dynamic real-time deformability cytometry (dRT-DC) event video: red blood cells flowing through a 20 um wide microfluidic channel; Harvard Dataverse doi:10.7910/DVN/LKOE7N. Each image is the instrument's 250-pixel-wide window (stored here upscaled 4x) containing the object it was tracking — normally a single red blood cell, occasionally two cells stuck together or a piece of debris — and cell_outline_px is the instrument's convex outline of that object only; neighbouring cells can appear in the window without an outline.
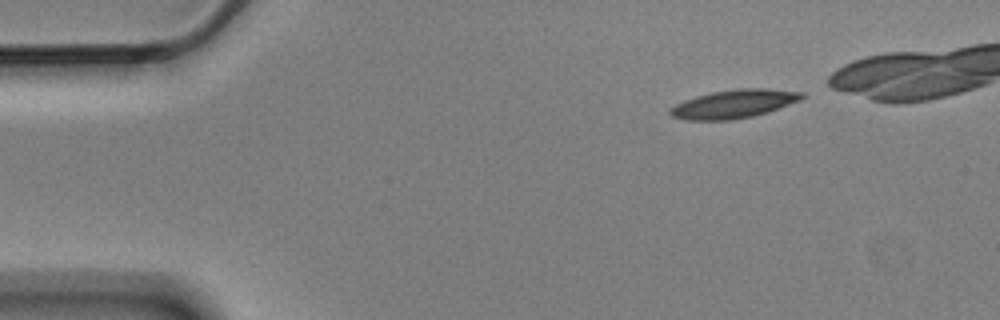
{"species": "Egyptian fruit bat (a non-hibernating species)", "species_latin": "Rousettus aegyptiacus", "temperature_condition": "cold", "stored_images_in_passage": 12, "camera_frame_rate_fps": 3000, "um_per_image_px": 0.085, "animal": {"sex": "male"}, "frame": {"image": 1, "passage_image": 1, "time_ms": 0.0, "image_size_px": [1000, 320], "cell_outline_px": [[804, 96], [800, 100], [768, 112], [752, 116], [732, 120], [684, 120], [672, 116], [668, 112], [676, 104], [684, 100], [696, 96], [712, 92], [740, 88], [768, 88], [804, 92]], "centroid_in_image_um": [62.39, 8.83], "position_along_channel_um": 22.6, "area_um2": 21.79}}
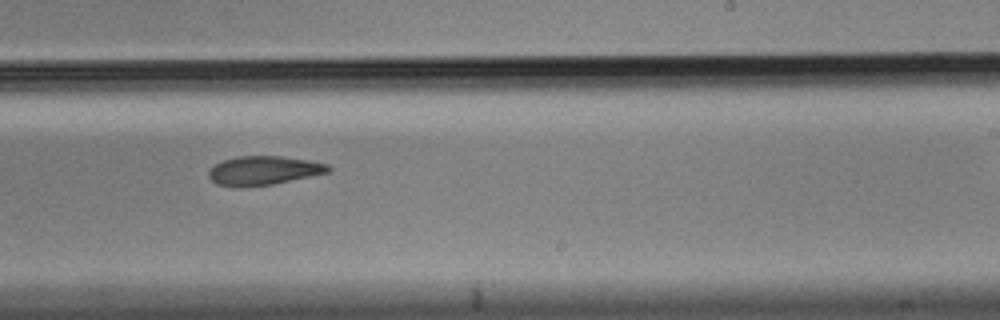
{"frame": {"image": 2, "passage_image": 8, "time_ms": 2.333, "image_size_px": [1000, 320], "cell_outline_px": [[332, 168], [328, 172], [272, 184], [240, 188], [216, 184], [208, 176], [208, 172], [216, 164], [224, 160], [236, 156], [280, 156], [308, 160], [328, 164]], "centroid_in_image_um": [22.38, 14.5], "position_along_channel_um": 266.6, "area_um2": 20.06}}
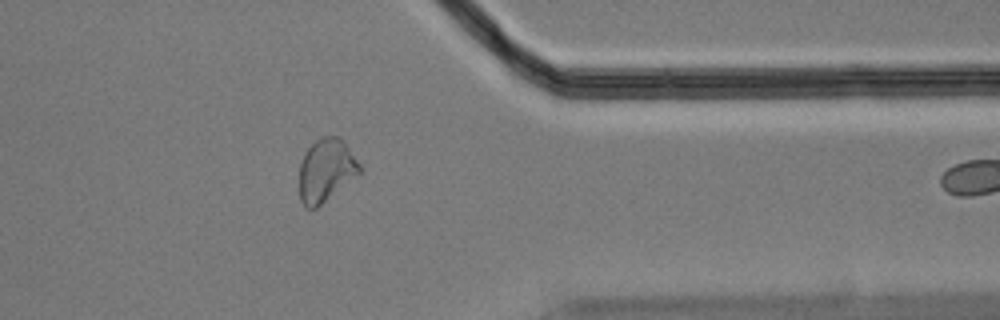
{"frame": {"image": 3, "passage_image": 11, "time_ms": 3.333, "image_size_px": [1000, 320], "cell_outline_px": [[360, 172], [316, 208], [304, 208], [300, 200], [300, 164], [304, 152], [316, 140], [324, 136], [340, 136], [360, 164]], "centroid_in_image_um": [27.68, 14.46], "position_along_channel_um": 383.7, "area_um2": 21.73}}